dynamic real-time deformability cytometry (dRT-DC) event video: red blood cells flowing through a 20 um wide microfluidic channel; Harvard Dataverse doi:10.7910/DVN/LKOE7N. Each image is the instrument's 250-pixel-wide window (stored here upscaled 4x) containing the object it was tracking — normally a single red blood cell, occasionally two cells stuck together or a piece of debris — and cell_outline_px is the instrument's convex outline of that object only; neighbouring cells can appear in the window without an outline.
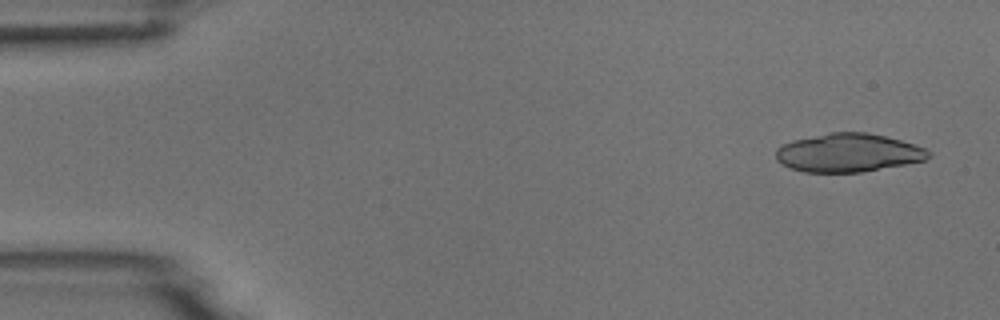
{"species": "common noctule bat (a hibernating species)", "species_latin": "Nyctalus noctula", "temperature_condition": "room temperature", "stored_images_in_passage": 5, "camera_frame_rate_fps": 3000, "um_per_image_px": 0.085, "animal": {"sex": "male", "body_mass_g": 18.8}, "frame": {"image": 1, "passage_image": 1, "time_ms": 0.0, "image_size_px": [1000, 320], "cell_outline_px": [[932, 152], [924, 160], [904, 164], [860, 172], [804, 172], [792, 168], [776, 160], [776, 148], [792, 140], [828, 132], [868, 132], [900, 140], [924, 148]], "centroid_in_image_um": [72.07, 12.97], "position_along_channel_um": 12.9, "area_um2": 33.87}}
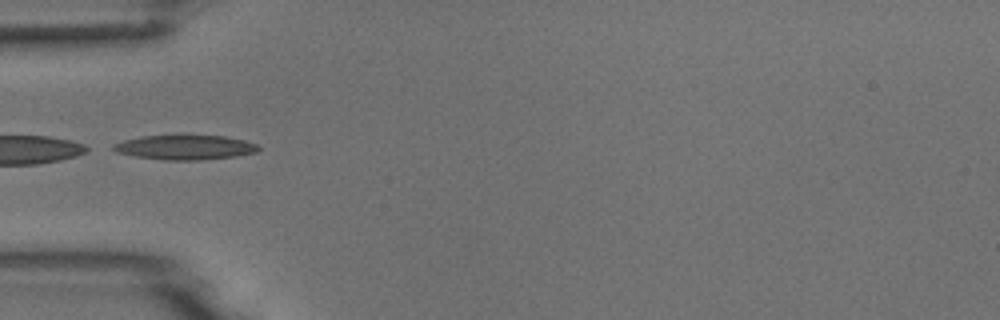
{"frame": {"image": 2, "passage_image": 5, "time_ms": 4.667, "image_size_px": [1000, 320], "cell_outline_px": [[260, 148], [256, 152], [236, 156], [200, 160], [164, 160], [136, 156], [116, 152], [112, 148], [112, 144], [124, 140], [140, 136], [180, 132], [184, 132], [224, 136], [244, 140], [256, 144]], "centroid_in_image_um": [15.7, 12.47], "position_along_channel_um": 69.3, "area_um2": 21.85}}